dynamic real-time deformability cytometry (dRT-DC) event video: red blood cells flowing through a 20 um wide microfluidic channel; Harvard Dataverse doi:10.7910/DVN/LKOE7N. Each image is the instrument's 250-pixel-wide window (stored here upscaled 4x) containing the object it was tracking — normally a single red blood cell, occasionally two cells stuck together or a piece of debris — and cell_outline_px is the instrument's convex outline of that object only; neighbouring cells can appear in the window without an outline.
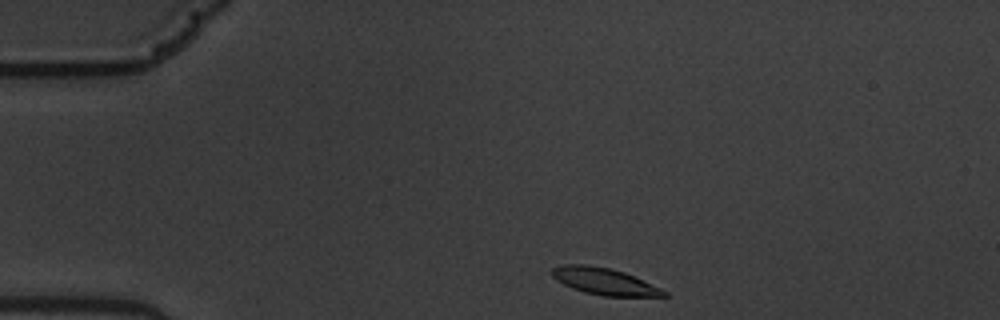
{"species": "common noctule bat (a hibernating species)", "species_latin": "Nyctalus noctula", "temperature_condition": "warm", "stored_images_in_passage": 47, "camera_frame_rate_fps": 3000, "um_per_image_px": 0.085, "animal": {"sex": "male", "body_mass_g": 19.5, "forearm_length_mm": 54.6}, "frame": {"image": 1, "passage_image": 1, "time_ms": 0.0, "image_size_px": [1000, 320], "cell_outline_px": [[672, 296], [604, 296], [584, 292], [572, 288], [556, 280], [548, 272], [552, 268], [564, 264], [588, 264], [612, 268], [624, 272], [660, 288], [668, 292]], "centroid_in_image_um": [51.33, 23.9], "position_along_channel_um": 33.7, "area_um2": 17.57}}
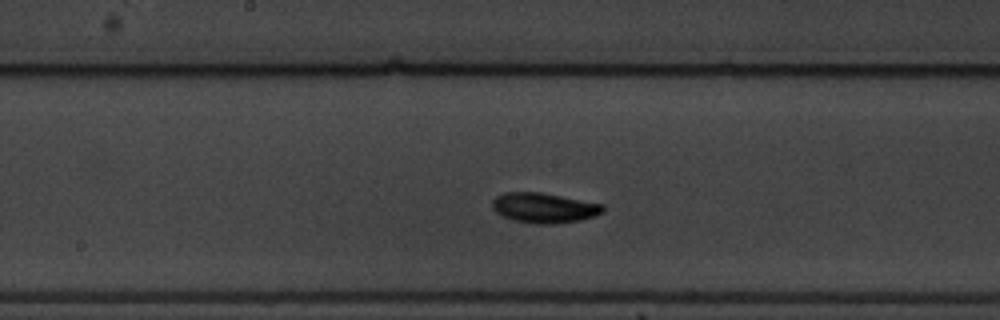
{"frame": {"image": 2, "passage_image": 20, "time_ms": 6.333, "image_size_px": [1000, 320], "cell_outline_px": [[604, 212], [596, 216], [580, 220], [552, 224], [536, 224], [512, 220], [496, 212], [492, 208], [492, 200], [496, 196], [504, 192], [540, 192], [604, 204]], "centroid_in_image_um": [46.25, 17.66], "position_along_channel_um": 201.9, "area_um2": 19.48}}
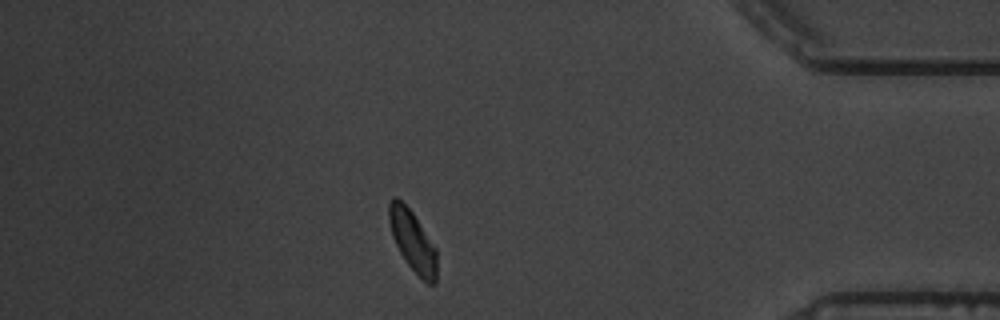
{"frame": {"image": 3, "passage_image": 40, "time_ms": 13.0, "image_size_px": [1000, 320], "cell_outline_px": [[436, 284], [428, 284], [404, 260], [392, 236], [388, 220], [388, 204], [392, 196], [396, 196], [412, 212], [436, 248]], "centroid_in_image_um": [35.05, 20.45], "position_along_channel_um": 400.2, "area_um2": 16.76}, "authors_computed_cell_mechanics": {"area_um2": 17.8602, "velocity_mm_per_s": 3.4789, "shape_relaxation_time_tau1_ms": 3.2313, "shape_relaxation_time_tau2_ms": 2.8005, "deformation_change_tau1": 0.1302, "deformation_change_tau2": 0.0674}}